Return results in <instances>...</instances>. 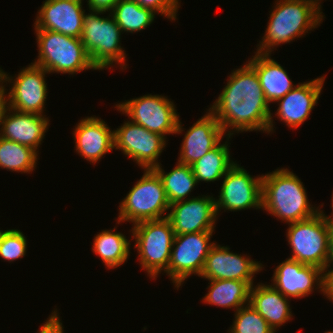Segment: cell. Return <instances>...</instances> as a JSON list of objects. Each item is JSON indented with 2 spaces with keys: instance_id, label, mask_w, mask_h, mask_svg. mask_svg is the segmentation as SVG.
<instances>
[{
  "instance_id": "e0dca14e",
  "label": "cell",
  "mask_w": 333,
  "mask_h": 333,
  "mask_svg": "<svg viewBox=\"0 0 333 333\" xmlns=\"http://www.w3.org/2000/svg\"><path fill=\"white\" fill-rule=\"evenodd\" d=\"M83 0H45L38 10L34 30H49L81 38Z\"/></svg>"
},
{
  "instance_id": "ba28073f",
  "label": "cell",
  "mask_w": 333,
  "mask_h": 333,
  "mask_svg": "<svg viewBox=\"0 0 333 333\" xmlns=\"http://www.w3.org/2000/svg\"><path fill=\"white\" fill-rule=\"evenodd\" d=\"M290 259L326 270L329 258L330 220L320 210L314 217L288 224Z\"/></svg>"
},
{
  "instance_id": "cb8c5ba5",
  "label": "cell",
  "mask_w": 333,
  "mask_h": 333,
  "mask_svg": "<svg viewBox=\"0 0 333 333\" xmlns=\"http://www.w3.org/2000/svg\"><path fill=\"white\" fill-rule=\"evenodd\" d=\"M210 285L206 289L208 293L202 301L206 304L235 309L236 312L242 306L249 303L251 286L246 281L238 280H208Z\"/></svg>"
},
{
  "instance_id": "4fadbf2b",
  "label": "cell",
  "mask_w": 333,
  "mask_h": 333,
  "mask_svg": "<svg viewBox=\"0 0 333 333\" xmlns=\"http://www.w3.org/2000/svg\"><path fill=\"white\" fill-rule=\"evenodd\" d=\"M262 175L252 176L236 163L223 177L219 198L215 199L217 216L221 209L241 211L262 209Z\"/></svg>"
},
{
  "instance_id": "ac0fdd59",
  "label": "cell",
  "mask_w": 333,
  "mask_h": 333,
  "mask_svg": "<svg viewBox=\"0 0 333 333\" xmlns=\"http://www.w3.org/2000/svg\"><path fill=\"white\" fill-rule=\"evenodd\" d=\"M319 76L310 81L298 83L284 97L278 99V108L275 117L284 122L291 129H297L311 115V111L317 106L325 78Z\"/></svg>"
},
{
  "instance_id": "30bf717a",
  "label": "cell",
  "mask_w": 333,
  "mask_h": 333,
  "mask_svg": "<svg viewBox=\"0 0 333 333\" xmlns=\"http://www.w3.org/2000/svg\"><path fill=\"white\" fill-rule=\"evenodd\" d=\"M46 74L50 73L33 63L20 69L14 77L0 69V82L12 86L7 93L8 107L22 113L44 115L48 96Z\"/></svg>"
},
{
  "instance_id": "4dcf8cb0",
  "label": "cell",
  "mask_w": 333,
  "mask_h": 333,
  "mask_svg": "<svg viewBox=\"0 0 333 333\" xmlns=\"http://www.w3.org/2000/svg\"><path fill=\"white\" fill-rule=\"evenodd\" d=\"M27 244V238L21 230H4L0 239V258L8 262L22 259L26 255Z\"/></svg>"
},
{
  "instance_id": "1f68e13d",
  "label": "cell",
  "mask_w": 333,
  "mask_h": 333,
  "mask_svg": "<svg viewBox=\"0 0 333 333\" xmlns=\"http://www.w3.org/2000/svg\"><path fill=\"white\" fill-rule=\"evenodd\" d=\"M140 6L151 9L156 14L166 17L170 21L177 19L178 8L180 7L179 0H133Z\"/></svg>"
},
{
  "instance_id": "9c48e42d",
  "label": "cell",
  "mask_w": 333,
  "mask_h": 333,
  "mask_svg": "<svg viewBox=\"0 0 333 333\" xmlns=\"http://www.w3.org/2000/svg\"><path fill=\"white\" fill-rule=\"evenodd\" d=\"M114 108L135 124L163 137L184 131L176 105L165 95L146 94L117 103Z\"/></svg>"
},
{
  "instance_id": "7a4b0ae2",
  "label": "cell",
  "mask_w": 333,
  "mask_h": 333,
  "mask_svg": "<svg viewBox=\"0 0 333 333\" xmlns=\"http://www.w3.org/2000/svg\"><path fill=\"white\" fill-rule=\"evenodd\" d=\"M262 209L286 224L314 217L321 207L310 204L299 177L288 168L262 174ZM314 206V207H313Z\"/></svg>"
},
{
  "instance_id": "52a82bcc",
  "label": "cell",
  "mask_w": 333,
  "mask_h": 333,
  "mask_svg": "<svg viewBox=\"0 0 333 333\" xmlns=\"http://www.w3.org/2000/svg\"><path fill=\"white\" fill-rule=\"evenodd\" d=\"M170 203L163 182L154 169H144L142 177L135 182L129 193L119 203L117 224L132 225L146 220L167 218Z\"/></svg>"
},
{
  "instance_id": "8992f818",
  "label": "cell",
  "mask_w": 333,
  "mask_h": 333,
  "mask_svg": "<svg viewBox=\"0 0 333 333\" xmlns=\"http://www.w3.org/2000/svg\"><path fill=\"white\" fill-rule=\"evenodd\" d=\"M130 232L137 249L140 267L147 276L155 279L161 274L168 276V264L175 237L172 224L168 218L146 220L132 225Z\"/></svg>"
},
{
  "instance_id": "603a6c76",
  "label": "cell",
  "mask_w": 333,
  "mask_h": 333,
  "mask_svg": "<svg viewBox=\"0 0 333 333\" xmlns=\"http://www.w3.org/2000/svg\"><path fill=\"white\" fill-rule=\"evenodd\" d=\"M270 56L271 54L255 53L246 61L256 71L264 97L269 104L275 103L297 86L293 84L282 65Z\"/></svg>"
},
{
  "instance_id": "74e56055",
  "label": "cell",
  "mask_w": 333,
  "mask_h": 333,
  "mask_svg": "<svg viewBox=\"0 0 333 333\" xmlns=\"http://www.w3.org/2000/svg\"><path fill=\"white\" fill-rule=\"evenodd\" d=\"M298 1H304V2H307V3H309L310 5H312L319 13H321L322 15L324 14L323 12H322V5H321V1H323V0H298Z\"/></svg>"
},
{
  "instance_id": "d6986e66",
  "label": "cell",
  "mask_w": 333,
  "mask_h": 333,
  "mask_svg": "<svg viewBox=\"0 0 333 333\" xmlns=\"http://www.w3.org/2000/svg\"><path fill=\"white\" fill-rule=\"evenodd\" d=\"M72 132L77 154L90 164L95 165L114 149V130L100 117L86 116Z\"/></svg>"
},
{
  "instance_id": "7c38bea8",
  "label": "cell",
  "mask_w": 333,
  "mask_h": 333,
  "mask_svg": "<svg viewBox=\"0 0 333 333\" xmlns=\"http://www.w3.org/2000/svg\"><path fill=\"white\" fill-rule=\"evenodd\" d=\"M166 142L162 135L150 132L128 119L114 130V149L122 151L143 170L154 169L161 164L158 158Z\"/></svg>"
},
{
  "instance_id": "d6a6232c",
  "label": "cell",
  "mask_w": 333,
  "mask_h": 333,
  "mask_svg": "<svg viewBox=\"0 0 333 333\" xmlns=\"http://www.w3.org/2000/svg\"><path fill=\"white\" fill-rule=\"evenodd\" d=\"M63 324L60 319L58 310L53 309L46 322L40 326L37 333H64Z\"/></svg>"
},
{
  "instance_id": "277c9868",
  "label": "cell",
  "mask_w": 333,
  "mask_h": 333,
  "mask_svg": "<svg viewBox=\"0 0 333 333\" xmlns=\"http://www.w3.org/2000/svg\"><path fill=\"white\" fill-rule=\"evenodd\" d=\"M83 15V30L81 41L92 64L97 70L111 69L119 64L121 70H125L126 51L121 47L122 31L117 25L114 17L106 12L88 10Z\"/></svg>"
},
{
  "instance_id": "4316f807",
  "label": "cell",
  "mask_w": 333,
  "mask_h": 333,
  "mask_svg": "<svg viewBox=\"0 0 333 333\" xmlns=\"http://www.w3.org/2000/svg\"><path fill=\"white\" fill-rule=\"evenodd\" d=\"M161 165L156 166L154 170L163 182L169 203L190 199L191 192L198 185L191 166L176 162V166L171 171L165 172Z\"/></svg>"
},
{
  "instance_id": "83f0119b",
  "label": "cell",
  "mask_w": 333,
  "mask_h": 333,
  "mask_svg": "<svg viewBox=\"0 0 333 333\" xmlns=\"http://www.w3.org/2000/svg\"><path fill=\"white\" fill-rule=\"evenodd\" d=\"M123 33H137L150 26L156 13L133 0H120L110 12Z\"/></svg>"
},
{
  "instance_id": "3957f363",
  "label": "cell",
  "mask_w": 333,
  "mask_h": 333,
  "mask_svg": "<svg viewBox=\"0 0 333 333\" xmlns=\"http://www.w3.org/2000/svg\"><path fill=\"white\" fill-rule=\"evenodd\" d=\"M262 39L257 44L259 54H272L275 47L303 38L322 23L325 15L312 5L298 0H276ZM313 29V30H312Z\"/></svg>"
},
{
  "instance_id": "e575fe53",
  "label": "cell",
  "mask_w": 333,
  "mask_h": 333,
  "mask_svg": "<svg viewBox=\"0 0 333 333\" xmlns=\"http://www.w3.org/2000/svg\"><path fill=\"white\" fill-rule=\"evenodd\" d=\"M324 295L333 303V267L325 270Z\"/></svg>"
},
{
  "instance_id": "2e32d148",
  "label": "cell",
  "mask_w": 333,
  "mask_h": 333,
  "mask_svg": "<svg viewBox=\"0 0 333 333\" xmlns=\"http://www.w3.org/2000/svg\"><path fill=\"white\" fill-rule=\"evenodd\" d=\"M168 219L175 236L196 233L215 232L216 212L215 198L211 195L193 197L170 204Z\"/></svg>"
},
{
  "instance_id": "9a60e30c",
  "label": "cell",
  "mask_w": 333,
  "mask_h": 333,
  "mask_svg": "<svg viewBox=\"0 0 333 333\" xmlns=\"http://www.w3.org/2000/svg\"><path fill=\"white\" fill-rule=\"evenodd\" d=\"M274 270L271 285L288 299L308 297L314 290L324 296L325 271L321 268L286 258Z\"/></svg>"
},
{
  "instance_id": "d4e9b609",
  "label": "cell",
  "mask_w": 333,
  "mask_h": 333,
  "mask_svg": "<svg viewBox=\"0 0 333 333\" xmlns=\"http://www.w3.org/2000/svg\"><path fill=\"white\" fill-rule=\"evenodd\" d=\"M229 138L226 136L224 143H219L207 152L202 158L191 165L197 183L215 182L223 179L224 175L237 163L230 157Z\"/></svg>"
},
{
  "instance_id": "5bb4252c",
  "label": "cell",
  "mask_w": 333,
  "mask_h": 333,
  "mask_svg": "<svg viewBox=\"0 0 333 333\" xmlns=\"http://www.w3.org/2000/svg\"><path fill=\"white\" fill-rule=\"evenodd\" d=\"M264 265L251 259L247 254L230 251L229 246H221L217 242L211 247L205 259L199 277L207 280H238L254 285V276L263 270Z\"/></svg>"
},
{
  "instance_id": "836d02e7",
  "label": "cell",
  "mask_w": 333,
  "mask_h": 333,
  "mask_svg": "<svg viewBox=\"0 0 333 333\" xmlns=\"http://www.w3.org/2000/svg\"><path fill=\"white\" fill-rule=\"evenodd\" d=\"M89 10L110 13L120 0H86Z\"/></svg>"
},
{
  "instance_id": "484cf974",
  "label": "cell",
  "mask_w": 333,
  "mask_h": 333,
  "mask_svg": "<svg viewBox=\"0 0 333 333\" xmlns=\"http://www.w3.org/2000/svg\"><path fill=\"white\" fill-rule=\"evenodd\" d=\"M113 229H103L100 233L94 236L93 253L97 254L107 269H114L129 259L131 241L126 238L121 232H115Z\"/></svg>"
},
{
  "instance_id": "f546056e",
  "label": "cell",
  "mask_w": 333,
  "mask_h": 333,
  "mask_svg": "<svg viewBox=\"0 0 333 333\" xmlns=\"http://www.w3.org/2000/svg\"><path fill=\"white\" fill-rule=\"evenodd\" d=\"M229 333H276L267 321L248 303L234 313Z\"/></svg>"
},
{
  "instance_id": "44dd1931",
  "label": "cell",
  "mask_w": 333,
  "mask_h": 333,
  "mask_svg": "<svg viewBox=\"0 0 333 333\" xmlns=\"http://www.w3.org/2000/svg\"><path fill=\"white\" fill-rule=\"evenodd\" d=\"M223 137H226L223 128L207 109L206 114L185 132L177 162L191 166L220 142H223Z\"/></svg>"
},
{
  "instance_id": "8d00e7d4",
  "label": "cell",
  "mask_w": 333,
  "mask_h": 333,
  "mask_svg": "<svg viewBox=\"0 0 333 333\" xmlns=\"http://www.w3.org/2000/svg\"><path fill=\"white\" fill-rule=\"evenodd\" d=\"M328 267H333V221H330V242H329Z\"/></svg>"
},
{
  "instance_id": "6da1fadb",
  "label": "cell",
  "mask_w": 333,
  "mask_h": 333,
  "mask_svg": "<svg viewBox=\"0 0 333 333\" xmlns=\"http://www.w3.org/2000/svg\"><path fill=\"white\" fill-rule=\"evenodd\" d=\"M228 77L227 85L208 109L226 136L232 137L244 131L272 133L276 128L273 126V113L256 71L246 62L233 69Z\"/></svg>"
},
{
  "instance_id": "ab89813d",
  "label": "cell",
  "mask_w": 333,
  "mask_h": 333,
  "mask_svg": "<svg viewBox=\"0 0 333 333\" xmlns=\"http://www.w3.org/2000/svg\"><path fill=\"white\" fill-rule=\"evenodd\" d=\"M2 232H3V230H0V239H1V237H2Z\"/></svg>"
},
{
  "instance_id": "60d3db41",
  "label": "cell",
  "mask_w": 333,
  "mask_h": 333,
  "mask_svg": "<svg viewBox=\"0 0 333 333\" xmlns=\"http://www.w3.org/2000/svg\"><path fill=\"white\" fill-rule=\"evenodd\" d=\"M324 333H333V331H326V332H324Z\"/></svg>"
},
{
  "instance_id": "f1b7e54d",
  "label": "cell",
  "mask_w": 333,
  "mask_h": 333,
  "mask_svg": "<svg viewBox=\"0 0 333 333\" xmlns=\"http://www.w3.org/2000/svg\"><path fill=\"white\" fill-rule=\"evenodd\" d=\"M34 149L0 137V168L11 172L31 174L38 156Z\"/></svg>"
},
{
  "instance_id": "5b68a950",
  "label": "cell",
  "mask_w": 333,
  "mask_h": 333,
  "mask_svg": "<svg viewBox=\"0 0 333 333\" xmlns=\"http://www.w3.org/2000/svg\"><path fill=\"white\" fill-rule=\"evenodd\" d=\"M38 57L33 64L47 72L75 75L97 70L92 64L80 38L49 30H35Z\"/></svg>"
},
{
  "instance_id": "8fae6325",
  "label": "cell",
  "mask_w": 333,
  "mask_h": 333,
  "mask_svg": "<svg viewBox=\"0 0 333 333\" xmlns=\"http://www.w3.org/2000/svg\"><path fill=\"white\" fill-rule=\"evenodd\" d=\"M213 232L176 235L173 240L168 276L177 290L191 275L200 276L211 247Z\"/></svg>"
},
{
  "instance_id": "ffe728a7",
  "label": "cell",
  "mask_w": 333,
  "mask_h": 333,
  "mask_svg": "<svg viewBox=\"0 0 333 333\" xmlns=\"http://www.w3.org/2000/svg\"><path fill=\"white\" fill-rule=\"evenodd\" d=\"M49 121L46 115L22 113L7 107L0 123V137L28 146L38 153L49 129Z\"/></svg>"
},
{
  "instance_id": "d590c367",
  "label": "cell",
  "mask_w": 333,
  "mask_h": 333,
  "mask_svg": "<svg viewBox=\"0 0 333 333\" xmlns=\"http://www.w3.org/2000/svg\"><path fill=\"white\" fill-rule=\"evenodd\" d=\"M7 92H8V89L5 87V85L3 83L0 82V123L2 120V116H3L6 108L8 107Z\"/></svg>"
},
{
  "instance_id": "7402d4cb",
  "label": "cell",
  "mask_w": 333,
  "mask_h": 333,
  "mask_svg": "<svg viewBox=\"0 0 333 333\" xmlns=\"http://www.w3.org/2000/svg\"><path fill=\"white\" fill-rule=\"evenodd\" d=\"M249 304L277 332L293 317L290 301L270 284L257 283L250 288Z\"/></svg>"
},
{
  "instance_id": "f35d334b",
  "label": "cell",
  "mask_w": 333,
  "mask_h": 333,
  "mask_svg": "<svg viewBox=\"0 0 333 333\" xmlns=\"http://www.w3.org/2000/svg\"><path fill=\"white\" fill-rule=\"evenodd\" d=\"M331 202H332V203H331L332 205H331L330 208H332V211H333V194H332V196H331ZM325 216H326L330 221H333V212H332V215H329V216H328V215L326 214Z\"/></svg>"
}]
</instances>
